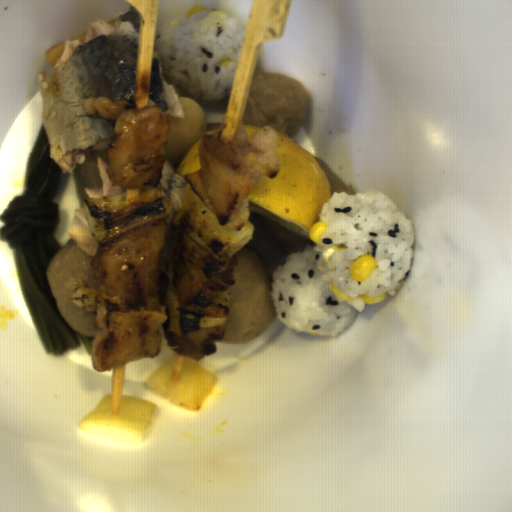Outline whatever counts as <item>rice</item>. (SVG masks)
<instances>
[{"instance_id": "rice-2", "label": "rice", "mask_w": 512, "mask_h": 512, "mask_svg": "<svg viewBox=\"0 0 512 512\" xmlns=\"http://www.w3.org/2000/svg\"><path fill=\"white\" fill-rule=\"evenodd\" d=\"M188 12L162 22L154 47L168 80L185 95L203 102L227 98L234 83L245 30L221 10ZM227 57L226 68L220 65Z\"/></svg>"}, {"instance_id": "rice-1", "label": "rice", "mask_w": 512, "mask_h": 512, "mask_svg": "<svg viewBox=\"0 0 512 512\" xmlns=\"http://www.w3.org/2000/svg\"><path fill=\"white\" fill-rule=\"evenodd\" d=\"M318 215L319 222L328 225L320 245L312 241L289 254L273 271L269 295L284 326L327 337L344 331L364 311L361 294L375 297L386 292L387 299L402 287L412 268L415 229L378 188L358 194L334 191ZM332 245L348 248L334 252L326 264L322 252ZM367 253L375 257L377 266L356 282L350 266ZM332 279L339 290L356 299L339 301L330 288Z\"/></svg>"}]
</instances>
